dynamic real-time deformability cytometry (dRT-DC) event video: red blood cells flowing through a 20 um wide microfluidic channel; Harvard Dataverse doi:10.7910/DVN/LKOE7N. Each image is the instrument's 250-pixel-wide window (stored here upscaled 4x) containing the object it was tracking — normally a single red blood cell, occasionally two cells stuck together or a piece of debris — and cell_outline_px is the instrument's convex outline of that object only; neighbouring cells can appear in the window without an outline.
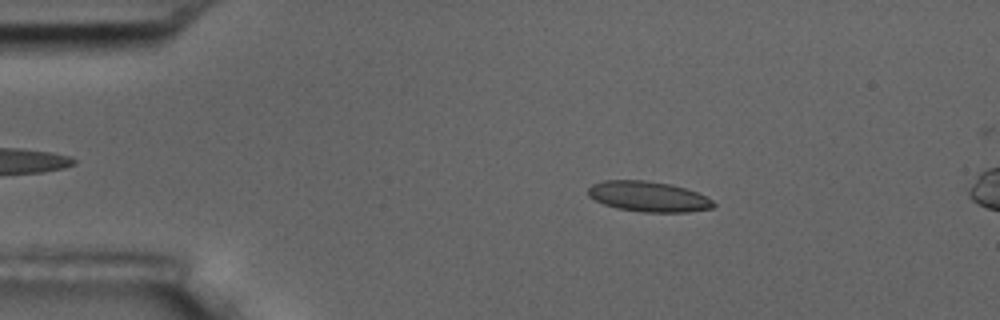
{"species": "common noctule bat (a hibernating species)", "species_latin": "Nyctalus noctula", "temperature_condition": "room temperature", "stored_images_in_passage": 4, "camera_frame_rate_fps": 3000, "um_per_image_px": 0.085, "animal": {"sex": "male", "body_mass_g": 17.5, "forearm_length_mm": 52.3}, "frame": {"image": 1, "passage_image": 2, "time_ms": 1.333, "image_size_px": [1000, 320], "cell_outline_px": [[716, 204], [712, 208], [688, 212], [644, 212], [616, 208], [604, 204], [588, 196], [588, 188], [592, 184], [604, 180], [644, 180], [672, 184], [696, 192], [712, 200]], "centroid_in_image_um": [55.09, 16.7], "position_along_channel_um": 29.9, "area_um2": 22.14}}